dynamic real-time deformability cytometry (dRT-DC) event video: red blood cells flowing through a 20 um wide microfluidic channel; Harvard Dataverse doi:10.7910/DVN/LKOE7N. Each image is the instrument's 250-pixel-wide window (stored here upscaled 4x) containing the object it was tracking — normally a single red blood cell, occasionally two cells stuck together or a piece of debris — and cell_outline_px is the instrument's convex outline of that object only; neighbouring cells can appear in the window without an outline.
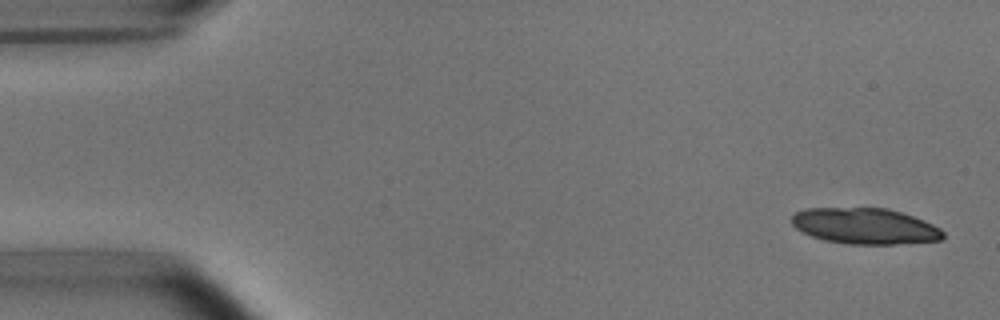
{"species": "common noctule bat (a hibernating species)", "species_latin": "Nyctalus noctula", "temperature_condition": "room temperature", "stored_images_in_passage": 6, "camera_frame_rate_fps": 3000, "um_per_image_px": 0.085, "animal": {"sex": "male", "body_mass_g": 15.6}, "frame": {"image": 1, "passage_image": 1, "time_ms": 0.0, "image_size_px": [1000, 320], "cell_outline_px": [[944, 236], [940, 240], [892, 244], [848, 244], [824, 240], [812, 236], [796, 228], [792, 224], [792, 216], [796, 212], [804, 208], [888, 208], [924, 220], [940, 228], [944, 232]], "centroid_in_image_um": [73.51, 19.21], "position_along_channel_um": 11.5, "area_um2": 31.56}}